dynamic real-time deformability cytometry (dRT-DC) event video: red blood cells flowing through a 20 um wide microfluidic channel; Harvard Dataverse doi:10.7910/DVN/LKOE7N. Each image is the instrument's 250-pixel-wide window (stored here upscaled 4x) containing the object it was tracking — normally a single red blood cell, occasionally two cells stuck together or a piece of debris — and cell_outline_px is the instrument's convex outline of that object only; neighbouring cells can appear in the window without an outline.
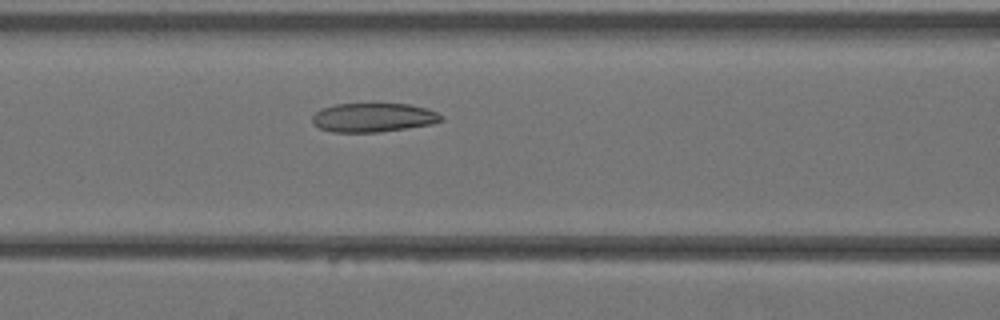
{"species": "Egyptian fruit bat (a non-hibernating species)", "species_latin": "Rousettus aegyptiacus", "temperature_condition": "warm", "stored_images_in_passage": 27, "camera_frame_rate_fps": 3000, "um_per_image_px": 0.085, "animal": {"sex": "female"}, "frame": {"image": 1, "passage_image": 5, "time_ms": 1.333, "image_size_px": [1000, 320], "cell_outline_px": [[444, 120], [432, 124], [380, 132], [332, 132], [320, 128], [312, 124], [312, 116], [320, 108], [336, 104], [408, 104], [424, 108], [436, 112], [444, 116]], "centroid_in_image_um": [31.71, 9.99], "position_along_channel_um": 134.9, "area_um2": 21.79}}
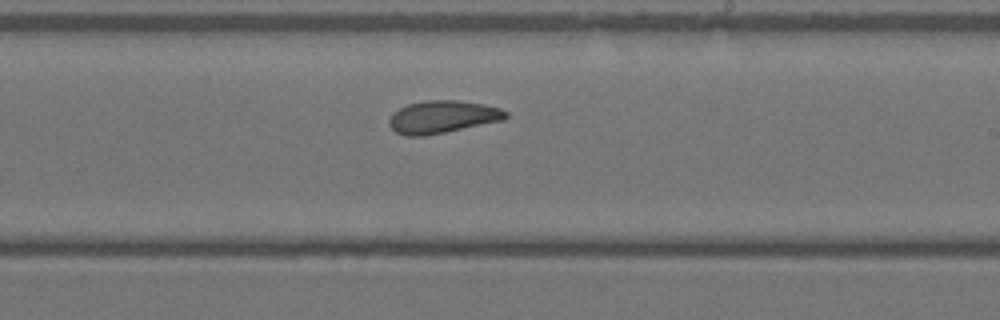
{"frame": {"image": 2, "passage_image": 12, "time_ms": 3.667, "image_size_px": [1000, 320], "cell_outline_px": [[508, 116], [504, 120], [424, 136], [404, 136], [396, 132], [388, 124], [388, 120], [392, 112], [408, 104], [428, 100], [456, 100], [484, 104], [500, 108], [508, 112]], "centroid_in_image_um": [37.6, 9.93], "position_along_channel_um": 251.4, "area_um2": 22.14}}
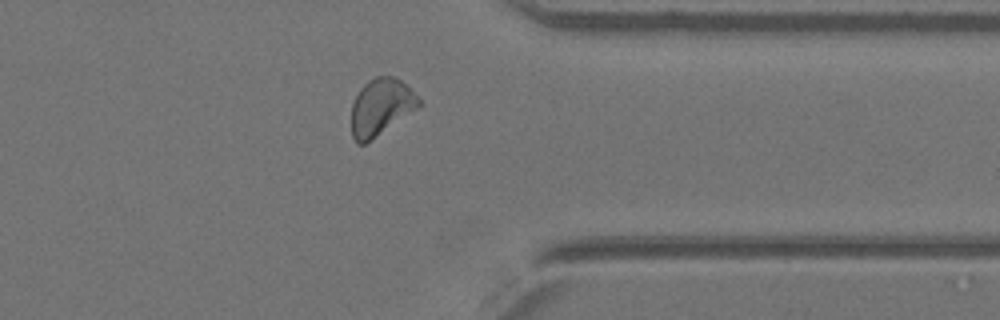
{"frame": {"image": 3, "passage_image": 20, "time_ms": 6.333, "image_size_px": [1000, 320], "cell_outline_px": [[420, 104], [416, 108], [364, 144], [356, 144], [352, 136], [352, 104], [360, 88], [368, 80], [376, 76], [396, 76], [420, 100]], "centroid_in_image_um": [32.32, 9.07], "position_along_channel_um": 379.1, "area_um2": 21.62}}